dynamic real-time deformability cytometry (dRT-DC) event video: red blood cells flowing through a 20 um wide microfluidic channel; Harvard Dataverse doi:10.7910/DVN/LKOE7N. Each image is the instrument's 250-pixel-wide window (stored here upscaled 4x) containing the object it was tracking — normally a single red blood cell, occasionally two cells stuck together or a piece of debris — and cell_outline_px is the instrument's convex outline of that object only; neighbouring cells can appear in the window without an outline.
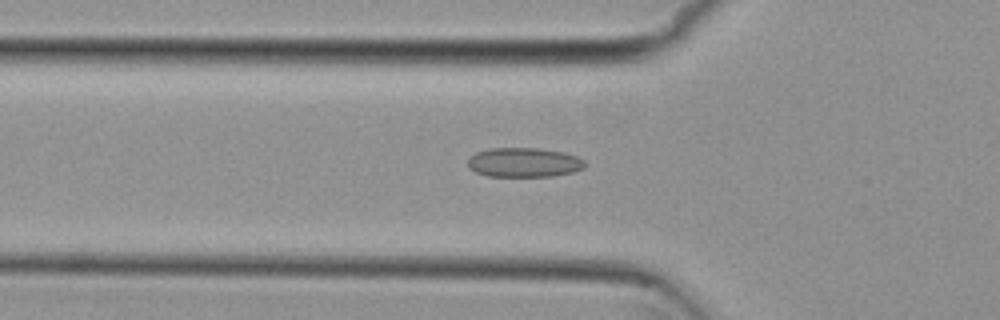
{"species": "common noctule bat (a hibernating species)", "species_latin": "Nyctalus noctula", "temperature_condition": "cold", "stored_images_in_passage": 32, "camera_frame_rate_fps": 3000, "um_per_image_px": 0.085, "animal": {"sex": "female", "body_mass_g": 29.2, "forearm_length_mm": 56.3}, "frame": {"image": 1, "passage_image": 3, "time_ms": 0.667, "image_size_px": [1000, 320], "cell_outline_px": [[576, 168], [560, 172], [536, 176], [500, 176], [484, 172], [484, 152], [548, 152], [568, 156]], "centroid_in_image_um": [44.69, 13.91], "position_along_channel_um": 81.1, "area_um2": 13.81}}
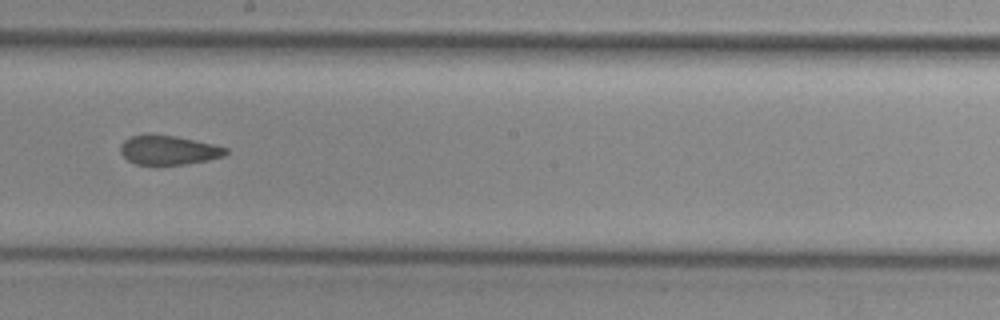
{"frame": {"image": 2, "passage_image": 15, "time_ms": 4.667, "image_size_px": [1000, 320], "cell_outline_px": [[224, 152], [216, 156], [196, 160], [172, 164], [148, 164], [132, 160], [124, 152], [124, 144], [140, 136], [160, 136], [184, 140], [224, 148]], "centroid_in_image_um": [14.28, 12.78], "position_along_channel_um": 233.9, "area_um2": 14.62}}
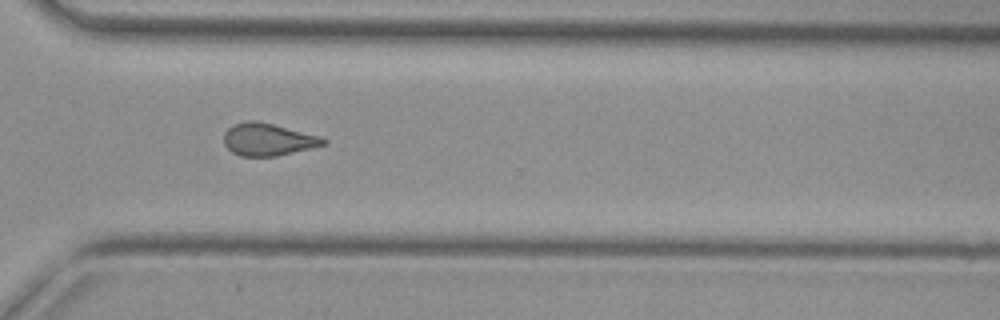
{"frame": {"image": 3, "passage_image": 24, "time_ms": 7.667, "image_size_px": [1000, 320], "cell_outline_px": [[324, 140], [320, 144], [268, 156], [248, 156], [236, 152], [228, 144], [228, 132], [232, 128], [240, 124], [268, 124]], "centroid_in_image_um": [22.72, 11.9], "position_along_channel_um": 347.9, "area_um2": 15.37}, "authors_computed_cell_mechanics": {"area_um2": 14.5078, "velocity_mm_per_s": 3.8024, "shape_relaxation_time_tau1_ms": null, "shape_relaxation_time_tau2_ms": 5.0952, "deformation_change_tau1": null, "deformation_change_tau2": 0.0873}}